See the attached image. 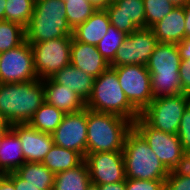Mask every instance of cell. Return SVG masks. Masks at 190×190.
<instances>
[{"label":"cell","instance_id":"8d00e7d4","mask_svg":"<svg viewBox=\"0 0 190 190\" xmlns=\"http://www.w3.org/2000/svg\"><path fill=\"white\" fill-rule=\"evenodd\" d=\"M0 190H16L14 187V172L7 173L0 179Z\"/></svg>","mask_w":190,"mask_h":190},{"label":"cell","instance_id":"5bb4252c","mask_svg":"<svg viewBox=\"0 0 190 190\" xmlns=\"http://www.w3.org/2000/svg\"><path fill=\"white\" fill-rule=\"evenodd\" d=\"M84 161L93 184H112L126 180L123 152L89 153Z\"/></svg>","mask_w":190,"mask_h":190},{"label":"cell","instance_id":"d6a6232c","mask_svg":"<svg viewBox=\"0 0 190 190\" xmlns=\"http://www.w3.org/2000/svg\"><path fill=\"white\" fill-rule=\"evenodd\" d=\"M165 190H190V175L182 169L171 170L165 179Z\"/></svg>","mask_w":190,"mask_h":190},{"label":"cell","instance_id":"44dd1931","mask_svg":"<svg viewBox=\"0 0 190 190\" xmlns=\"http://www.w3.org/2000/svg\"><path fill=\"white\" fill-rule=\"evenodd\" d=\"M52 79L57 84L74 90L85 102L93 91L94 78L71 64L56 72Z\"/></svg>","mask_w":190,"mask_h":190},{"label":"cell","instance_id":"e575fe53","mask_svg":"<svg viewBox=\"0 0 190 190\" xmlns=\"http://www.w3.org/2000/svg\"><path fill=\"white\" fill-rule=\"evenodd\" d=\"M126 190H165V180L126 179Z\"/></svg>","mask_w":190,"mask_h":190},{"label":"cell","instance_id":"277c9868","mask_svg":"<svg viewBox=\"0 0 190 190\" xmlns=\"http://www.w3.org/2000/svg\"><path fill=\"white\" fill-rule=\"evenodd\" d=\"M86 108L99 113H112L132 123L140 116V112L128 101L117 73L111 67L94 78L93 91L86 101Z\"/></svg>","mask_w":190,"mask_h":190},{"label":"cell","instance_id":"836d02e7","mask_svg":"<svg viewBox=\"0 0 190 190\" xmlns=\"http://www.w3.org/2000/svg\"><path fill=\"white\" fill-rule=\"evenodd\" d=\"M185 154L190 153V102L188 103L177 132Z\"/></svg>","mask_w":190,"mask_h":190},{"label":"cell","instance_id":"7c38bea8","mask_svg":"<svg viewBox=\"0 0 190 190\" xmlns=\"http://www.w3.org/2000/svg\"><path fill=\"white\" fill-rule=\"evenodd\" d=\"M158 43L151 28H138L127 34L110 66L146 65Z\"/></svg>","mask_w":190,"mask_h":190},{"label":"cell","instance_id":"7402d4cb","mask_svg":"<svg viewBox=\"0 0 190 190\" xmlns=\"http://www.w3.org/2000/svg\"><path fill=\"white\" fill-rule=\"evenodd\" d=\"M0 147V169L4 174L15 172L25 163L22 143L11 128L1 136Z\"/></svg>","mask_w":190,"mask_h":190},{"label":"cell","instance_id":"b9f144b4","mask_svg":"<svg viewBox=\"0 0 190 190\" xmlns=\"http://www.w3.org/2000/svg\"><path fill=\"white\" fill-rule=\"evenodd\" d=\"M182 170L190 175V153L185 155Z\"/></svg>","mask_w":190,"mask_h":190},{"label":"cell","instance_id":"8fae6325","mask_svg":"<svg viewBox=\"0 0 190 190\" xmlns=\"http://www.w3.org/2000/svg\"><path fill=\"white\" fill-rule=\"evenodd\" d=\"M38 79L31 45H21L0 53V84L22 83Z\"/></svg>","mask_w":190,"mask_h":190},{"label":"cell","instance_id":"6da1fadb","mask_svg":"<svg viewBox=\"0 0 190 190\" xmlns=\"http://www.w3.org/2000/svg\"><path fill=\"white\" fill-rule=\"evenodd\" d=\"M45 102L43 80L0 84V115L11 126L28 123Z\"/></svg>","mask_w":190,"mask_h":190},{"label":"cell","instance_id":"9c48e42d","mask_svg":"<svg viewBox=\"0 0 190 190\" xmlns=\"http://www.w3.org/2000/svg\"><path fill=\"white\" fill-rule=\"evenodd\" d=\"M73 36L59 37L30 44L34 68L39 79L45 80L70 64Z\"/></svg>","mask_w":190,"mask_h":190},{"label":"cell","instance_id":"ffe728a7","mask_svg":"<svg viewBox=\"0 0 190 190\" xmlns=\"http://www.w3.org/2000/svg\"><path fill=\"white\" fill-rule=\"evenodd\" d=\"M110 25L106 10H97L73 30V37L79 42L96 46L106 35Z\"/></svg>","mask_w":190,"mask_h":190},{"label":"cell","instance_id":"1f68e13d","mask_svg":"<svg viewBox=\"0 0 190 190\" xmlns=\"http://www.w3.org/2000/svg\"><path fill=\"white\" fill-rule=\"evenodd\" d=\"M177 47L182 59L179 67L182 93L190 95V38H184Z\"/></svg>","mask_w":190,"mask_h":190},{"label":"cell","instance_id":"2e32d148","mask_svg":"<svg viewBox=\"0 0 190 190\" xmlns=\"http://www.w3.org/2000/svg\"><path fill=\"white\" fill-rule=\"evenodd\" d=\"M10 128L22 143L25 162H42L54 145L52 134L36 130L29 123L13 124Z\"/></svg>","mask_w":190,"mask_h":190},{"label":"cell","instance_id":"4fadbf2b","mask_svg":"<svg viewBox=\"0 0 190 190\" xmlns=\"http://www.w3.org/2000/svg\"><path fill=\"white\" fill-rule=\"evenodd\" d=\"M54 145L87 154V108L66 113L60 125L52 133Z\"/></svg>","mask_w":190,"mask_h":190},{"label":"cell","instance_id":"ee69618b","mask_svg":"<svg viewBox=\"0 0 190 190\" xmlns=\"http://www.w3.org/2000/svg\"><path fill=\"white\" fill-rule=\"evenodd\" d=\"M175 7H183L189 0H168Z\"/></svg>","mask_w":190,"mask_h":190},{"label":"cell","instance_id":"bcb514c9","mask_svg":"<svg viewBox=\"0 0 190 190\" xmlns=\"http://www.w3.org/2000/svg\"><path fill=\"white\" fill-rule=\"evenodd\" d=\"M4 172L0 169V179L4 176Z\"/></svg>","mask_w":190,"mask_h":190},{"label":"cell","instance_id":"f1b7e54d","mask_svg":"<svg viewBox=\"0 0 190 190\" xmlns=\"http://www.w3.org/2000/svg\"><path fill=\"white\" fill-rule=\"evenodd\" d=\"M67 23L72 30L84 23L96 10L88 0H64Z\"/></svg>","mask_w":190,"mask_h":190},{"label":"cell","instance_id":"f35d334b","mask_svg":"<svg viewBox=\"0 0 190 190\" xmlns=\"http://www.w3.org/2000/svg\"><path fill=\"white\" fill-rule=\"evenodd\" d=\"M98 187L100 190H126L125 181L112 184H102L98 185Z\"/></svg>","mask_w":190,"mask_h":190},{"label":"cell","instance_id":"52a82bcc","mask_svg":"<svg viewBox=\"0 0 190 190\" xmlns=\"http://www.w3.org/2000/svg\"><path fill=\"white\" fill-rule=\"evenodd\" d=\"M190 102V95L180 93L153 99L140 113V117L152 128L177 134L182 115Z\"/></svg>","mask_w":190,"mask_h":190},{"label":"cell","instance_id":"ac0fdd59","mask_svg":"<svg viewBox=\"0 0 190 190\" xmlns=\"http://www.w3.org/2000/svg\"><path fill=\"white\" fill-rule=\"evenodd\" d=\"M45 102L66 113L86 108V102L74 90L57 84L52 78L43 80Z\"/></svg>","mask_w":190,"mask_h":190},{"label":"cell","instance_id":"7bdbcfd3","mask_svg":"<svg viewBox=\"0 0 190 190\" xmlns=\"http://www.w3.org/2000/svg\"><path fill=\"white\" fill-rule=\"evenodd\" d=\"M7 0H0V20H5V8Z\"/></svg>","mask_w":190,"mask_h":190},{"label":"cell","instance_id":"8992f818","mask_svg":"<svg viewBox=\"0 0 190 190\" xmlns=\"http://www.w3.org/2000/svg\"><path fill=\"white\" fill-rule=\"evenodd\" d=\"M25 33L29 44L73 36V30L67 23L64 0L36 1Z\"/></svg>","mask_w":190,"mask_h":190},{"label":"cell","instance_id":"603a6c76","mask_svg":"<svg viewBox=\"0 0 190 190\" xmlns=\"http://www.w3.org/2000/svg\"><path fill=\"white\" fill-rule=\"evenodd\" d=\"M90 184L89 169L83 160L78 166L55 174L52 190H87Z\"/></svg>","mask_w":190,"mask_h":190},{"label":"cell","instance_id":"4dcf8cb0","mask_svg":"<svg viewBox=\"0 0 190 190\" xmlns=\"http://www.w3.org/2000/svg\"><path fill=\"white\" fill-rule=\"evenodd\" d=\"M146 17V28H151L166 17L175 6L168 0H143Z\"/></svg>","mask_w":190,"mask_h":190},{"label":"cell","instance_id":"cb8c5ba5","mask_svg":"<svg viewBox=\"0 0 190 190\" xmlns=\"http://www.w3.org/2000/svg\"><path fill=\"white\" fill-rule=\"evenodd\" d=\"M83 160L78 152L53 145L41 163L57 174L78 166Z\"/></svg>","mask_w":190,"mask_h":190},{"label":"cell","instance_id":"f546056e","mask_svg":"<svg viewBox=\"0 0 190 190\" xmlns=\"http://www.w3.org/2000/svg\"><path fill=\"white\" fill-rule=\"evenodd\" d=\"M127 34L118 30L113 25L108 27L106 35L96 45L98 52L103 56L107 63L111 64L115 58L117 50L122 46Z\"/></svg>","mask_w":190,"mask_h":190},{"label":"cell","instance_id":"7a4b0ae2","mask_svg":"<svg viewBox=\"0 0 190 190\" xmlns=\"http://www.w3.org/2000/svg\"><path fill=\"white\" fill-rule=\"evenodd\" d=\"M132 128L133 123L124 117L87 109V154L122 152Z\"/></svg>","mask_w":190,"mask_h":190},{"label":"cell","instance_id":"484cf974","mask_svg":"<svg viewBox=\"0 0 190 190\" xmlns=\"http://www.w3.org/2000/svg\"><path fill=\"white\" fill-rule=\"evenodd\" d=\"M15 173L33 186H53L55 174L41 162H25Z\"/></svg>","mask_w":190,"mask_h":190},{"label":"cell","instance_id":"d590c367","mask_svg":"<svg viewBox=\"0 0 190 190\" xmlns=\"http://www.w3.org/2000/svg\"><path fill=\"white\" fill-rule=\"evenodd\" d=\"M29 182L21 179L14 172V187L16 190H52L53 186H33L32 184H28Z\"/></svg>","mask_w":190,"mask_h":190},{"label":"cell","instance_id":"e0dca14e","mask_svg":"<svg viewBox=\"0 0 190 190\" xmlns=\"http://www.w3.org/2000/svg\"><path fill=\"white\" fill-rule=\"evenodd\" d=\"M70 64L93 78H97L110 67L95 45L79 42L74 37L71 44Z\"/></svg>","mask_w":190,"mask_h":190},{"label":"cell","instance_id":"30bf717a","mask_svg":"<svg viewBox=\"0 0 190 190\" xmlns=\"http://www.w3.org/2000/svg\"><path fill=\"white\" fill-rule=\"evenodd\" d=\"M119 79V84L128 101L141 113L154 99L151 76L146 65L110 66Z\"/></svg>","mask_w":190,"mask_h":190},{"label":"cell","instance_id":"60d3db41","mask_svg":"<svg viewBox=\"0 0 190 190\" xmlns=\"http://www.w3.org/2000/svg\"><path fill=\"white\" fill-rule=\"evenodd\" d=\"M10 128L7 121L0 115V137Z\"/></svg>","mask_w":190,"mask_h":190},{"label":"cell","instance_id":"4316f807","mask_svg":"<svg viewBox=\"0 0 190 190\" xmlns=\"http://www.w3.org/2000/svg\"><path fill=\"white\" fill-rule=\"evenodd\" d=\"M34 0H7L5 8V20L28 27L34 12Z\"/></svg>","mask_w":190,"mask_h":190},{"label":"cell","instance_id":"3957f363","mask_svg":"<svg viewBox=\"0 0 190 190\" xmlns=\"http://www.w3.org/2000/svg\"><path fill=\"white\" fill-rule=\"evenodd\" d=\"M181 61L177 44H157L146 64L154 99L182 93L179 76Z\"/></svg>","mask_w":190,"mask_h":190},{"label":"cell","instance_id":"74e56055","mask_svg":"<svg viewBox=\"0 0 190 190\" xmlns=\"http://www.w3.org/2000/svg\"><path fill=\"white\" fill-rule=\"evenodd\" d=\"M183 7L185 11V38H190V0Z\"/></svg>","mask_w":190,"mask_h":190},{"label":"cell","instance_id":"d6986e66","mask_svg":"<svg viewBox=\"0 0 190 190\" xmlns=\"http://www.w3.org/2000/svg\"><path fill=\"white\" fill-rule=\"evenodd\" d=\"M151 29L159 43H180L185 38L184 7H175Z\"/></svg>","mask_w":190,"mask_h":190},{"label":"cell","instance_id":"83f0119b","mask_svg":"<svg viewBox=\"0 0 190 190\" xmlns=\"http://www.w3.org/2000/svg\"><path fill=\"white\" fill-rule=\"evenodd\" d=\"M25 40L24 27L11 21L0 20V53L21 45Z\"/></svg>","mask_w":190,"mask_h":190},{"label":"cell","instance_id":"f6af8a7d","mask_svg":"<svg viewBox=\"0 0 190 190\" xmlns=\"http://www.w3.org/2000/svg\"><path fill=\"white\" fill-rule=\"evenodd\" d=\"M87 190H100V189H99L98 185L91 183L88 186Z\"/></svg>","mask_w":190,"mask_h":190},{"label":"cell","instance_id":"5b68a950","mask_svg":"<svg viewBox=\"0 0 190 190\" xmlns=\"http://www.w3.org/2000/svg\"><path fill=\"white\" fill-rule=\"evenodd\" d=\"M122 152L126 179L165 180L169 175L170 171L134 128L128 132Z\"/></svg>","mask_w":190,"mask_h":190},{"label":"cell","instance_id":"d4e9b609","mask_svg":"<svg viewBox=\"0 0 190 190\" xmlns=\"http://www.w3.org/2000/svg\"><path fill=\"white\" fill-rule=\"evenodd\" d=\"M64 115L63 111L44 102L28 123L36 130L52 134L62 122Z\"/></svg>","mask_w":190,"mask_h":190},{"label":"cell","instance_id":"ba28073f","mask_svg":"<svg viewBox=\"0 0 190 190\" xmlns=\"http://www.w3.org/2000/svg\"><path fill=\"white\" fill-rule=\"evenodd\" d=\"M133 128L144 138L169 171L182 169L186 154L177 134L152 128L140 116L133 122Z\"/></svg>","mask_w":190,"mask_h":190},{"label":"cell","instance_id":"9a60e30c","mask_svg":"<svg viewBox=\"0 0 190 190\" xmlns=\"http://www.w3.org/2000/svg\"><path fill=\"white\" fill-rule=\"evenodd\" d=\"M105 10L111 25L126 34L146 28L143 0H113Z\"/></svg>","mask_w":190,"mask_h":190},{"label":"cell","instance_id":"ab89813d","mask_svg":"<svg viewBox=\"0 0 190 190\" xmlns=\"http://www.w3.org/2000/svg\"><path fill=\"white\" fill-rule=\"evenodd\" d=\"M96 10H105L113 0H88Z\"/></svg>","mask_w":190,"mask_h":190}]
</instances>
